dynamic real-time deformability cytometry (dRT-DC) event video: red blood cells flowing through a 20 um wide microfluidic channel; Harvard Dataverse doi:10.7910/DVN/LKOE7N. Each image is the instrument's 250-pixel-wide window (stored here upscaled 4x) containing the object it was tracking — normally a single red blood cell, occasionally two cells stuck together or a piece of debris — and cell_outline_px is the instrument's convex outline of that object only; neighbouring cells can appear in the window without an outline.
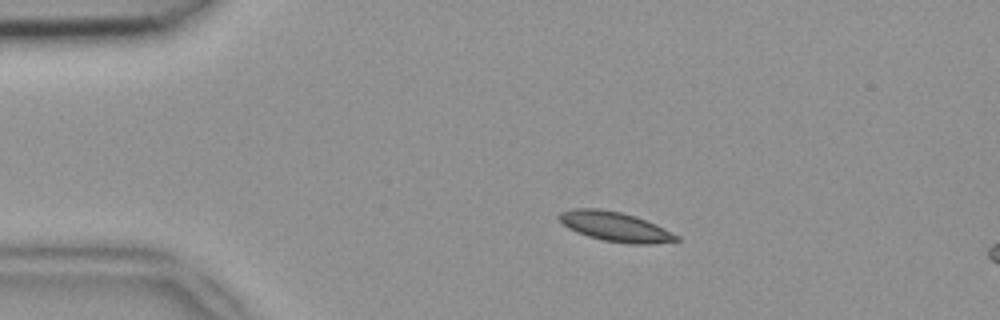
{"species": "common noctule bat (a hibernating species)", "species_latin": "Nyctalus noctula", "temperature_condition": "room temperature", "stored_images_in_passage": 8, "camera_frame_rate_fps": 3000, "um_per_image_px": 0.085, "animal": {"sex": "female", "body_mass_g": 18.4}, "frame": {"image": 1, "passage_image": 3, "time_ms": 0.667, "image_size_px": [1000, 320], "cell_outline_px": [[680, 240], [652, 244], [628, 244], [604, 240], [588, 236], [576, 232], [568, 228], [560, 220], [560, 212], [572, 208], [600, 208], [620, 212], [636, 216], [656, 224], [680, 236]], "centroid_in_image_um": [52.31, 19.26], "position_along_channel_um": 32.7, "area_um2": 20.23}}